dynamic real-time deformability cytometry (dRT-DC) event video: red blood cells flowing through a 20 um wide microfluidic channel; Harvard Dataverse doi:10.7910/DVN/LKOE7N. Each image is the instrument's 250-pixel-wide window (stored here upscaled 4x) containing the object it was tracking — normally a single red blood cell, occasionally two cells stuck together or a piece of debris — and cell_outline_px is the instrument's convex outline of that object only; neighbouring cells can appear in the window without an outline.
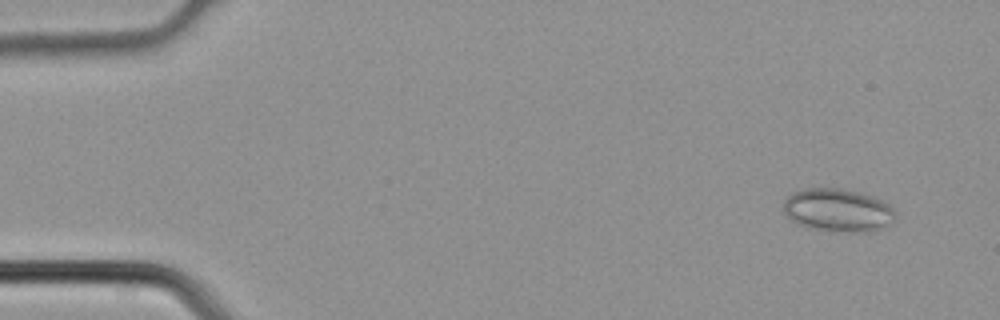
{"species": "common noctule bat (a hibernating species)", "species_latin": "Nyctalus noctula", "temperature_condition": "cold", "stored_images_in_passage": 3, "camera_frame_rate_fps": 3000, "um_per_image_px": 0.085, "animal": {"sex": "male", "body_mass_g": 21.5, "forearm_length_mm": 52.0}, "frame": {"image": 1, "passage_image": 1, "time_ms": 0.0, "image_size_px": [1000, 320], "cell_outline_px": [[896, 216], [888, 224], [880, 228], [868, 232], [852, 232], [816, 228], [800, 224], [792, 220], [784, 212], [784, 200], [788, 196], [796, 192], [808, 188], [840, 188], [860, 192], [872, 196], [896, 208]], "centroid_in_image_um": [71.26, 17.85], "position_along_channel_um": 13.7, "area_um2": 27.63}}